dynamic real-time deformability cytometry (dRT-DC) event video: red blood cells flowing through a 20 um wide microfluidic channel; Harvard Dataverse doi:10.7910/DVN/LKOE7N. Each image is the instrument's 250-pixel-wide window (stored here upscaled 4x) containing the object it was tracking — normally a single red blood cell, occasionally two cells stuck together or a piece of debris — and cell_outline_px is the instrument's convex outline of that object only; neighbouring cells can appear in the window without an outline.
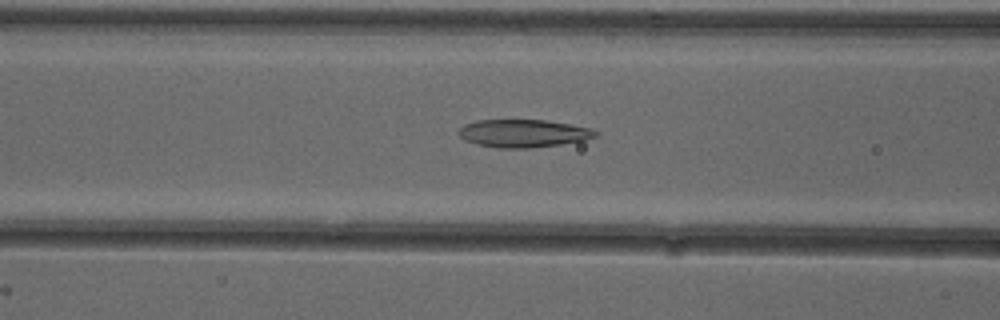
{"species": "common noctule bat (a hibernating species)", "species_latin": "Nyctalus noctula", "temperature_condition": "cold", "stored_images_in_passage": 53, "camera_frame_rate_fps": 3000, "um_per_image_px": 0.085, "animal": {"sex": "female"}, "frame": {"image": 1, "passage_image": 22, "time_ms": 7.0, "image_size_px": [1000, 320], "cell_outline_px": [[600, 132], [596, 136], [584, 140], [560, 144], [528, 148], [496, 148], [480, 144], [468, 140], [460, 136], [456, 132], [464, 124], [476, 120], [544, 120], [592, 128]], "centroid_in_image_um": [44.5, 11.33], "position_along_channel_um": 122.1, "area_um2": 22.02}}
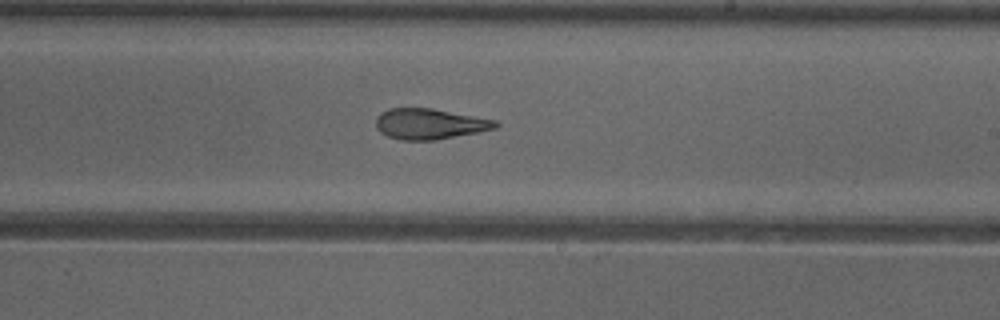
{"frame": {"image": 2, "passage_image": 32, "time_ms": 10.333, "image_size_px": [1000, 320], "cell_outline_px": [[500, 124], [496, 128], [436, 140], [404, 140], [388, 136], [380, 132], [376, 128], [376, 116], [380, 112], [388, 108], [432, 108], [496, 120]], "centroid_in_image_um": [36.49, 10.52], "position_along_channel_um": 252.5, "area_um2": 21.33}}
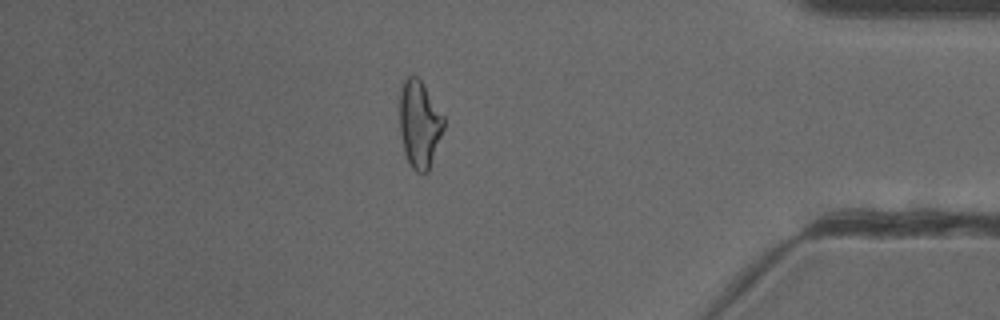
{"frame": {"image": 3, "passage_image": 46, "time_ms": 15.0, "image_size_px": [1000, 320], "cell_outline_px": [[444, 128], [428, 172], [424, 176], [416, 172], [412, 168], [404, 152], [400, 132], [400, 88], [404, 80], [408, 76], [416, 76], [420, 80], [444, 116]], "centroid_in_image_um": [35.65, 10.58], "position_along_channel_um": 399.6, "area_um2": 22.37}}